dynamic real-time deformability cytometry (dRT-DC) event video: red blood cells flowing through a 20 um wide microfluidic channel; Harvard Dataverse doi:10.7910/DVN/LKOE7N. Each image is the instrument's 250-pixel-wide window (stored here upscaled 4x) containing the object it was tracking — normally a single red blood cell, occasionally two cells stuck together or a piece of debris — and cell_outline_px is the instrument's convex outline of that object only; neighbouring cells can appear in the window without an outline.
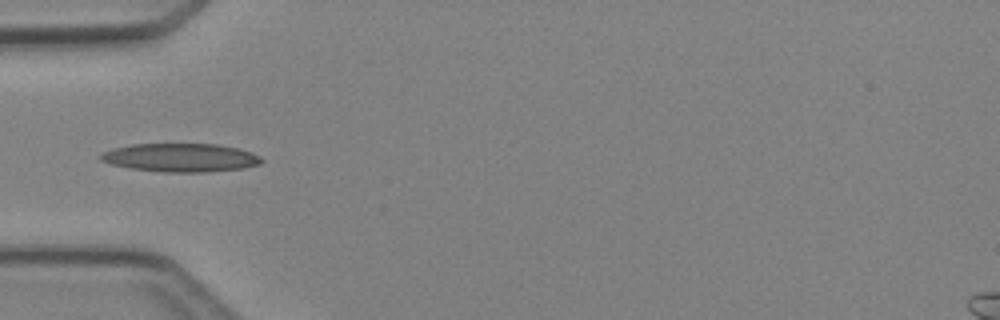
{"species": "Egyptian fruit bat (a non-hibernating species)", "species_latin": "Rousettus aegyptiacus", "temperature_condition": "cold", "stored_images_in_passage": 4, "camera_frame_rate_fps": 3000, "um_per_image_px": 0.085, "animal": {"sex": "female"}, "frame": {"image": 1, "passage_image": 3, "time_ms": 3.333, "image_size_px": [1000, 320], "cell_outline_px": [[264, 160], [260, 164], [244, 168], [204, 172], [164, 172], [132, 168], [112, 164], [100, 160], [100, 152], [112, 148], [132, 144], [216, 144], [240, 148], [252, 152], [260, 156]], "centroid_in_image_um": [15.37, 13.39], "position_along_channel_um": 69.6, "area_um2": 26.76}}
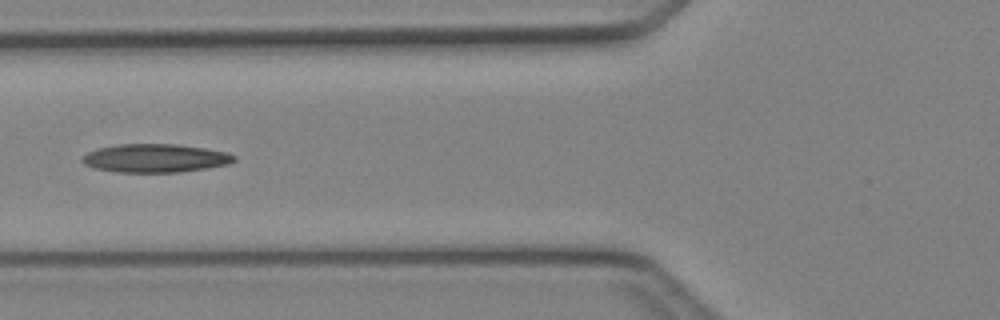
{"frame": {"image": 2, "passage_image": 4, "time_ms": 4.333, "image_size_px": [1000, 320], "cell_outline_px": [[236, 160], [228, 164], [180, 172], [116, 172], [96, 168], [84, 164], [80, 160], [88, 152], [96, 148], [116, 144], [176, 144], [204, 148], [224, 152], [236, 156]], "centroid_in_image_um": [13.16, 13.44], "position_along_channel_um": 112.6, "area_um2": 25.03}}